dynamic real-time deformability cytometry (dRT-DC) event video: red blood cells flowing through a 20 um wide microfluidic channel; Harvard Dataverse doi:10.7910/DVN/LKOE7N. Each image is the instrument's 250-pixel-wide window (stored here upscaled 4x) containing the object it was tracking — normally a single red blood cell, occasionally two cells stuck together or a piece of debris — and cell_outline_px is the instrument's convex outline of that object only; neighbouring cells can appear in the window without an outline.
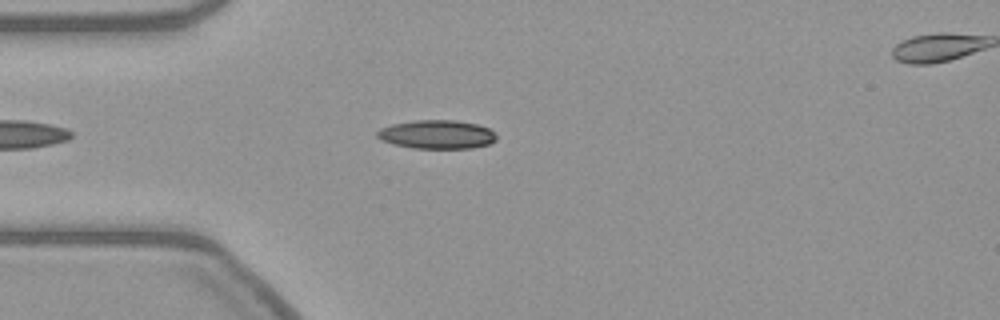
{"species": "common noctule bat (a hibernating species)", "species_latin": "Nyctalus noctula", "temperature_condition": "warm", "stored_images_in_passage": 31, "camera_frame_rate_fps": 3000, "um_per_image_px": 0.085, "animal": {"sex": "female", "body_mass_g": 21.9}, "frame": {"image": 1, "passage_image": 7, "time_ms": 2.0, "image_size_px": [1000, 320], "cell_outline_px": [[496, 140], [488, 144], [472, 148], [412, 148], [392, 144], [380, 140], [376, 136], [376, 132], [380, 128], [392, 124], [416, 120], [456, 120], [476, 124], [488, 128], [496, 132]], "centroid_in_image_um": [37.11, 11.43], "position_along_channel_um": 47.9, "area_um2": 20.06}}
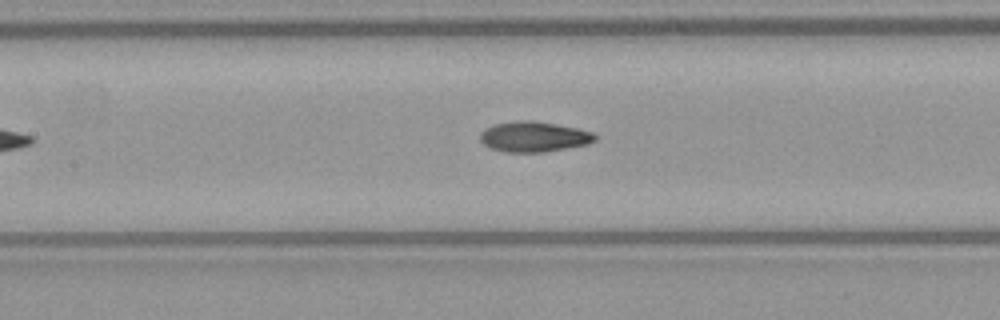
{"frame": {"image": 2, "passage_image": 17, "time_ms": 5.333, "image_size_px": [1000, 320], "cell_outline_px": [[596, 140], [588, 144], [544, 152], [504, 152], [492, 148], [484, 144], [480, 140], [480, 132], [484, 128], [492, 124], [520, 120], [532, 120], [556, 124], [576, 128], [592, 132], [596, 136]], "centroid_in_image_um": [45.35, 11.61], "position_along_channel_um": 162.1, "area_um2": 20.35}}
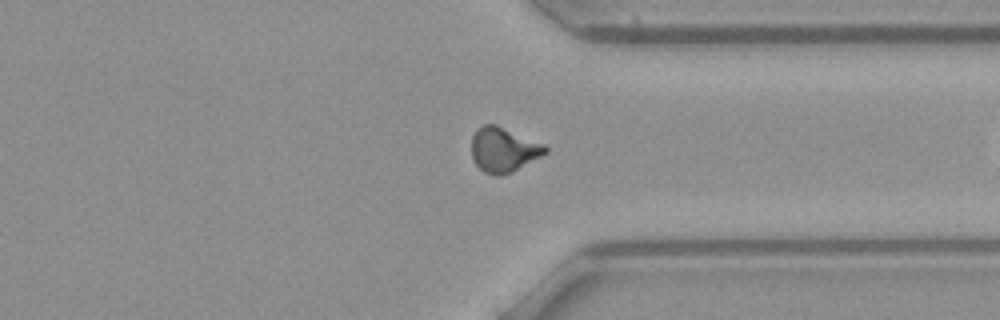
{"frame": {"image": 3, "passage_image": 30, "time_ms": 9.667, "image_size_px": [1000, 320], "cell_outline_px": [[548, 152], [512, 172], [500, 176], [496, 176], [484, 172], [476, 164], [472, 156], [472, 136], [484, 124], [496, 124], [544, 144], [548, 148]], "centroid_in_image_um": [42.81, 12.73], "position_along_channel_um": 368.6, "area_um2": 19.02}}